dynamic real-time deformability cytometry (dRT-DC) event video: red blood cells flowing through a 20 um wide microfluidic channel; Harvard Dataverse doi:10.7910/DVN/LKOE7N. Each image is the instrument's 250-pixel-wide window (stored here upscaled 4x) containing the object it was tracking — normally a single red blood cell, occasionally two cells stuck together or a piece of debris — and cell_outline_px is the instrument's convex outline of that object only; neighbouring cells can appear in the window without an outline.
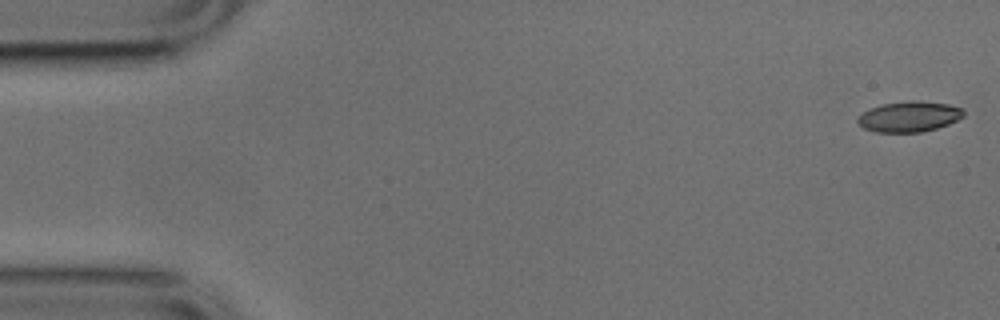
{"species": "common noctule bat (a hibernating species)", "species_latin": "Nyctalus noctula", "temperature_condition": "cold", "stored_images_in_passage": 51, "camera_frame_rate_fps": 3000, "um_per_image_px": 0.085, "animal": {"sex": "male", "body_mass_g": 17.9, "forearm_length_mm": 54.2}, "frame": {"image": 1, "passage_image": 1, "time_ms": 0.0, "image_size_px": [1000, 320], "cell_outline_px": [[964, 116], [948, 124], [936, 128], [920, 132], [876, 132], [864, 128], [856, 120], [864, 112], [880, 104], [912, 100], [916, 100], [948, 104], [964, 108]], "centroid_in_image_um": [77.31, 9.9], "position_along_channel_um": 7.7, "area_um2": 18.73}}
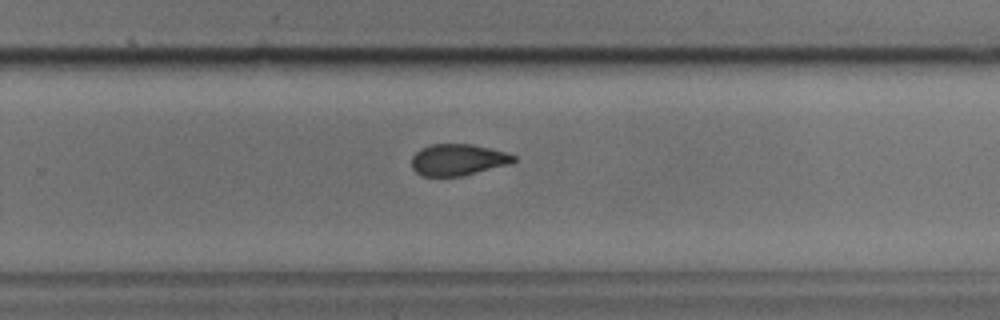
{"frame": {"image": 2, "passage_image": 33, "time_ms": 10.667, "image_size_px": [1000, 320], "cell_outline_px": [[516, 160], [512, 164], [460, 176], [420, 176], [412, 168], [412, 156], [420, 148], [432, 144], [472, 144], [508, 152], [516, 156]], "centroid_in_image_um": [38.95, 13.57], "position_along_channel_um": 290.9, "area_um2": 18.9}}
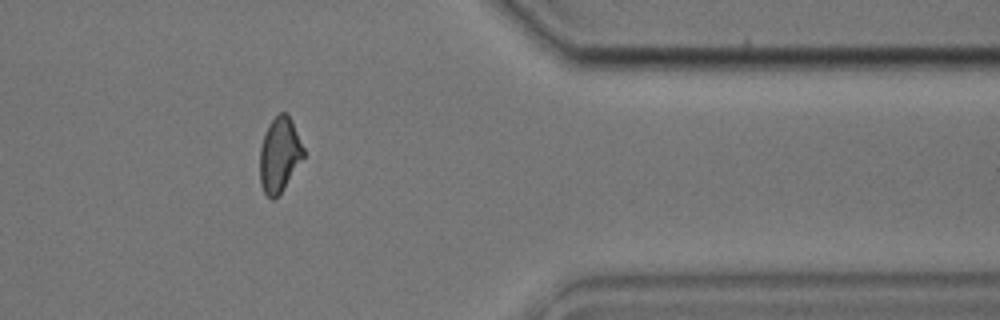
{"frame": {"image": 3, "passage_image": 42, "time_ms": 13.667, "image_size_px": [1000, 320], "cell_outline_px": [[304, 156], [280, 192], [272, 200], [264, 192], [260, 184], [260, 148], [264, 136], [272, 120], [280, 112], [288, 112], [292, 120], [304, 148]], "centroid_in_image_um": [23.75, 13.12], "position_along_channel_um": 387.6, "area_um2": 18.61}, "authors_computed_cell_mechanics": {"area_um2": 19.4208, "velocity_mm_per_s": 3.8522, "shape_relaxation_time_tau1_ms": 9.9228, "shape_relaxation_time_tau2_ms": 2.5495, "deformation_change_tau1": 0.2105, "deformation_change_tau2": 0.0919}}